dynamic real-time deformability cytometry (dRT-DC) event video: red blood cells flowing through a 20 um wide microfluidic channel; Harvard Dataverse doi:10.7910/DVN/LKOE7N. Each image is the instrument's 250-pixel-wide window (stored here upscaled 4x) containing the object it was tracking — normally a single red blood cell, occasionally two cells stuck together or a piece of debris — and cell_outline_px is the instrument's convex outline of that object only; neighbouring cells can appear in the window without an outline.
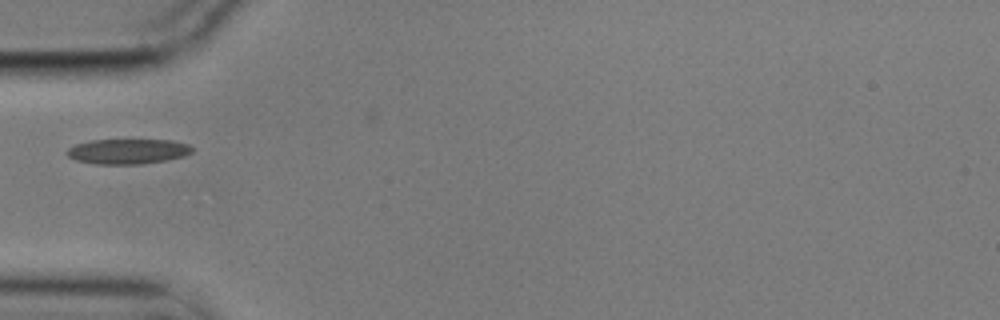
{"species": "common noctule bat (a hibernating species)", "species_latin": "Nyctalus noctula", "temperature_condition": "cold", "stored_images_in_passage": 9, "camera_frame_rate_fps": 3000, "um_per_image_px": 0.085, "animal": {"sex": "male", "body_mass_g": 17.9}, "frame": {"image": 1, "passage_image": 1, "time_ms": 0.0, "image_size_px": [1000, 320], "cell_outline_px": [[192, 152], [184, 156], [164, 160], [140, 164], [96, 164], [76, 160], [68, 156], [64, 152], [68, 148], [76, 144], [92, 140], [172, 140], [188, 144], [192, 148]], "centroid_in_image_um": [10.83, 12.86], "position_along_channel_um": 74.2, "area_um2": 18.21}}
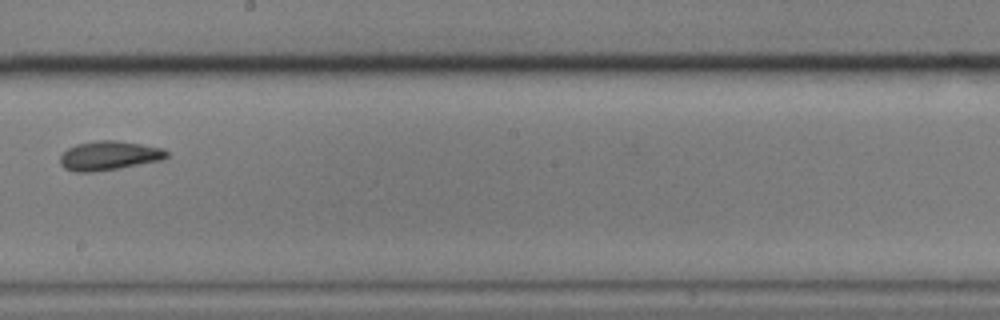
{"frame": {"image": 2, "passage_image": 5, "time_ms": 1.333, "image_size_px": [1000, 320], "cell_outline_px": [[168, 156], [160, 160], [120, 168], [92, 172], [72, 172], [64, 168], [60, 164], [60, 156], [68, 148], [76, 144], [96, 140], [116, 140], [140, 144], [160, 148], [168, 152]], "centroid_in_image_um": [9.21, 13.23], "position_along_channel_um": 239.0, "area_um2": 18.03}}
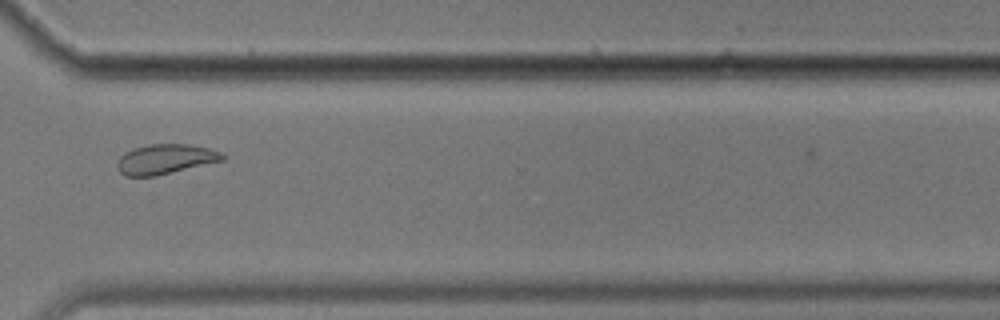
{"frame": {"image": 3, "passage_image": 8, "time_ms": 2.333, "image_size_px": [1000, 320], "cell_outline_px": [[224, 160], [156, 176], [124, 176], [116, 168], [116, 164], [120, 156], [124, 152], [132, 148], [148, 144], [188, 144], [208, 148], [220, 152], [224, 156]], "centroid_in_image_um": [14.0, 13.52], "position_along_channel_um": 356.6, "area_um2": 18.38}}